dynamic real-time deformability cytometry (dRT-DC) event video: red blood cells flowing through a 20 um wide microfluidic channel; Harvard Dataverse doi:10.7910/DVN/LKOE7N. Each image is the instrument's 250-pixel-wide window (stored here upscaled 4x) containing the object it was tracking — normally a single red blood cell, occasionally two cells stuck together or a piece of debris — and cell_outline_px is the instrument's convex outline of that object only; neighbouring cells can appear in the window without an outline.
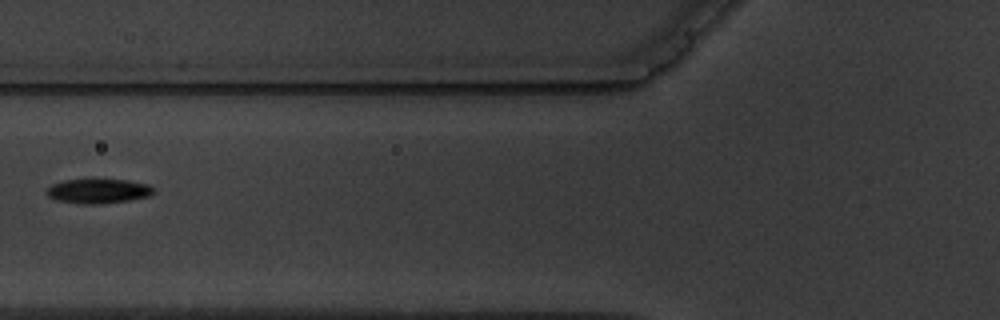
{"species": "common noctule bat (a hibernating species)", "species_latin": "Nyctalus noctula", "temperature_condition": "warm", "stored_images_in_passage": 3, "camera_frame_rate_fps": 3000, "um_per_image_px": 0.085, "animal": {"sex": "male", "body_mass_g": 19.5, "forearm_length_mm": 54.6}, "frame": {"image": 1, "passage_image": 3, "time_ms": 3.333, "image_size_px": [1000, 320], "cell_outline_px": [[156, 192], [152, 196], [128, 200], [100, 204], [84, 204], [56, 200], [48, 196], [44, 192], [52, 184], [64, 180], [128, 180], [148, 184], [156, 188]], "centroid_in_image_um": [8.4, 16.25], "position_along_channel_um": 117.4, "area_um2": 15.37}}